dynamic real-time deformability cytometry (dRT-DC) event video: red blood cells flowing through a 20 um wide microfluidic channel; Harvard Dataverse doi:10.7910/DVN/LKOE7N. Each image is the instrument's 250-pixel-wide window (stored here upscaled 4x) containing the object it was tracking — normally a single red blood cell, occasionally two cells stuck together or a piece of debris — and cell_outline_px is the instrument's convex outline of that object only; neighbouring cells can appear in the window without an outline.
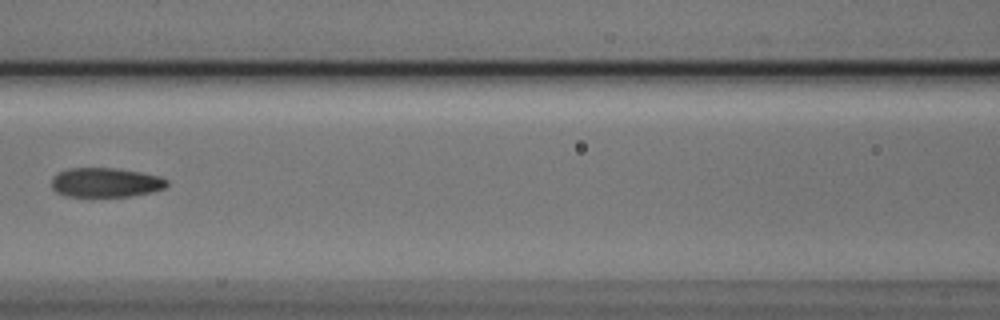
{"species": "Egyptian fruit bat (a non-hibernating species)", "species_latin": "Rousettus aegyptiacus", "temperature_condition": "cold", "stored_images_in_passage": 7, "camera_frame_rate_fps": 3000, "um_per_image_px": 0.085, "animal": {"sex": "male"}, "frame": {"image": 1, "passage_image": 6, "time_ms": 1.667, "image_size_px": [1000, 320], "cell_outline_px": [[168, 184], [164, 188], [152, 192], [132, 196], [64, 196], [56, 192], [52, 188], [52, 180], [60, 172], [72, 168], [116, 168], [140, 172], [160, 176], [168, 180]], "centroid_in_image_um": [9.02, 15.52], "position_along_channel_um": 157.6, "area_um2": 19.65}}
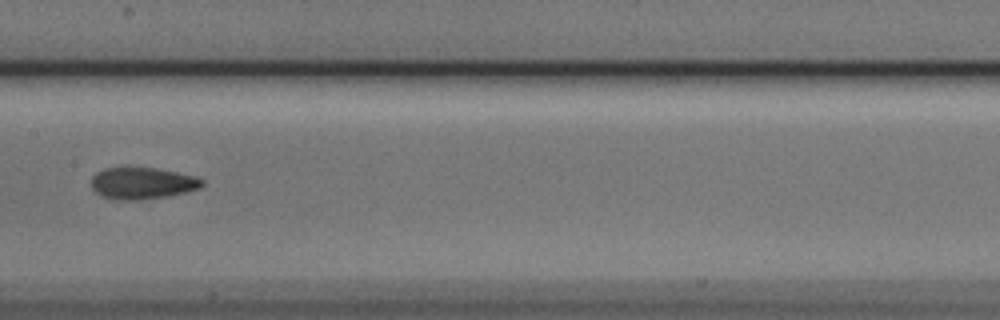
{"frame": {"image": 2, "passage_image": 7, "time_ms": 2.0, "image_size_px": [1000, 320], "cell_outline_px": [[204, 184], [200, 188], [168, 196], [136, 200], [116, 200], [100, 196], [92, 188], [92, 176], [96, 172], [104, 168], [156, 168], [196, 176], [204, 180]], "centroid_in_image_um": [12.09, 15.58], "position_along_channel_um": 195.3, "area_um2": 20.46}}